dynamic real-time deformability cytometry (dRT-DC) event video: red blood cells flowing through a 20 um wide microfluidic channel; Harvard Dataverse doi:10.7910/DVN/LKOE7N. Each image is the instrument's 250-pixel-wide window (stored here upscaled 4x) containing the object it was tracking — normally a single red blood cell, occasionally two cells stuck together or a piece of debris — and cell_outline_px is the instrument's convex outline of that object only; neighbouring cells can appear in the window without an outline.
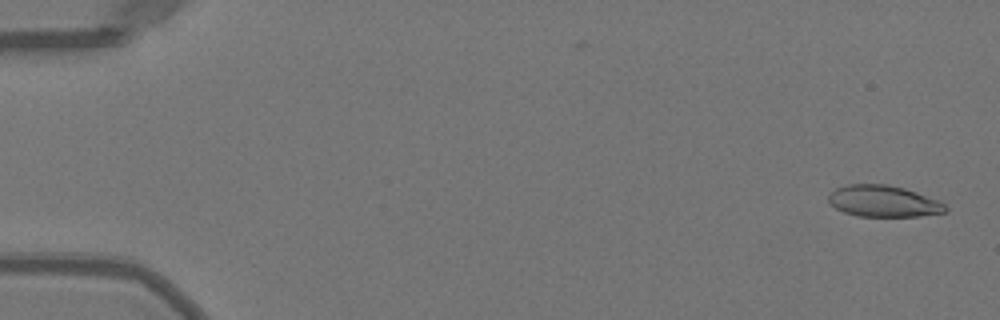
{"species": "Egyptian fruit bat (a non-hibernating species)", "species_latin": "Rousettus aegyptiacus", "temperature_condition": "warm", "stored_images_in_passage": 7, "camera_frame_rate_fps": 3000, "um_per_image_px": 0.085, "animal": {"sex": "female"}, "frame": {"image": 1, "passage_image": 2, "time_ms": 0.333, "image_size_px": [1000, 320], "cell_outline_px": [[948, 212], [920, 216], [856, 216], [844, 212], [828, 204], [828, 196], [836, 188], [848, 184], [888, 184], [904, 188], [916, 192], [936, 200], [944, 204], [948, 208]], "centroid_in_image_um": [75.07, 17.1], "position_along_channel_um": 9.9, "area_um2": 21.44}}